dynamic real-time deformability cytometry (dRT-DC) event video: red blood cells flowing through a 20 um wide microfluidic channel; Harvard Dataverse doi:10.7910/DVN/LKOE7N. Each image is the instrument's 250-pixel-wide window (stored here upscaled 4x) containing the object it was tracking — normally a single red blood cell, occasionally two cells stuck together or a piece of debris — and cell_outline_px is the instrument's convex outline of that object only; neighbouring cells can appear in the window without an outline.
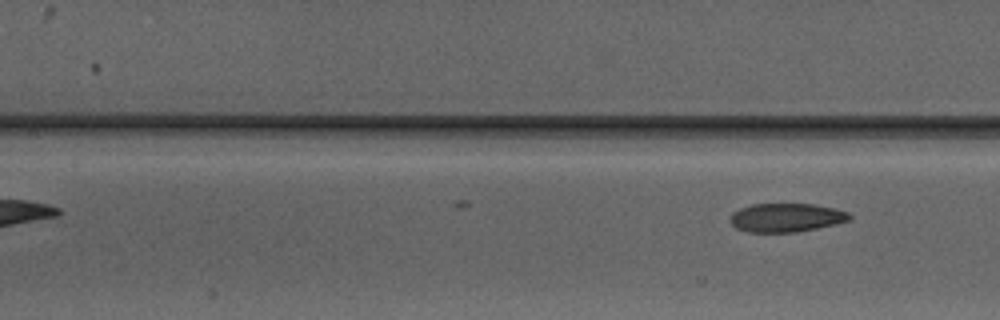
{"species": "Egyptian fruit bat (a non-hibernating species)", "species_latin": "Rousettus aegyptiacus", "temperature_condition": "warm", "stored_images_in_passage": 9, "segment_of_instrument_passage": [2, 2], "camera_frame_rate_fps": 3000, "um_per_image_px": 0.085, "animal": {"sex": "male"}, "frame": {"image": 1, "passage_image": 9, "time_ms": 10.333, "image_size_px": [1000, 320], "cell_outline_px": [[852, 220], [816, 228], [796, 232], [748, 232], [736, 228], [728, 220], [732, 212], [740, 208], [752, 204], [816, 204], [836, 208], [848, 212], [852, 216]], "centroid_in_image_um": [66.83, 18.49], "position_along_channel_um": 140.6, "area_um2": 20.11}}